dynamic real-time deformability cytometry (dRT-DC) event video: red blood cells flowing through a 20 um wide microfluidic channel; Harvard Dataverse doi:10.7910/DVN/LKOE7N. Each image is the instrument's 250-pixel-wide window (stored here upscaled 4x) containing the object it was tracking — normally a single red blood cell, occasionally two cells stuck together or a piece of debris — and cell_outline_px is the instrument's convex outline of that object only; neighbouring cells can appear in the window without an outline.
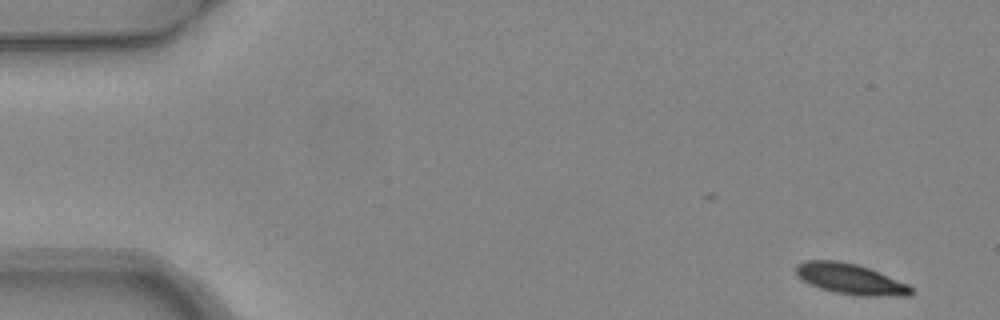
{"species": "common noctule bat (a hibernating species)", "species_latin": "Nyctalus noctula", "temperature_condition": "warm", "stored_images_in_passage": 7, "camera_frame_rate_fps": 3000, "um_per_image_px": 0.085, "animal": {"sex": "female", "body_mass_g": 24.6, "forearm_length_mm": 56.2}, "frame": {"image": 1, "passage_image": 1, "time_ms": 0.0, "image_size_px": [1000, 320], "cell_outline_px": [[912, 292], [908, 296], [860, 296], [832, 292], [808, 284], [796, 276], [796, 264], [804, 260], [836, 260], [856, 264], [868, 268], [908, 284], [912, 288]], "centroid_in_image_um": [72.23, 23.72], "position_along_channel_um": 12.8, "area_um2": 20.63}}
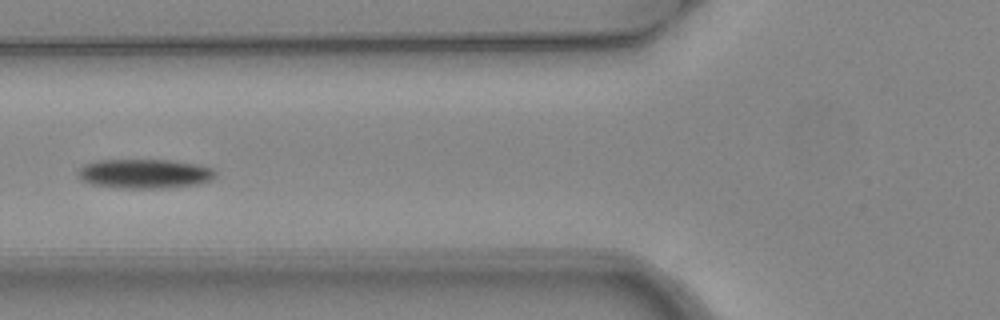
{"frame": {"image": 2, "passage_image": 6, "time_ms": 1.667, "image_size_px": [1000, 320], "cell_outline_px": [[216, 176], [212, 180], [200, 184], [164, 188], [120, 188], [92, 184], [76, 176], [76, 172], [84, 164], [96, 160], [168, 160], [200, 164], [212, 168], [216, 172]], "centroid_in_image_um": [12.31, 14.76], "position_along_channel_um": 113.5, "area_um2": 23.76}}
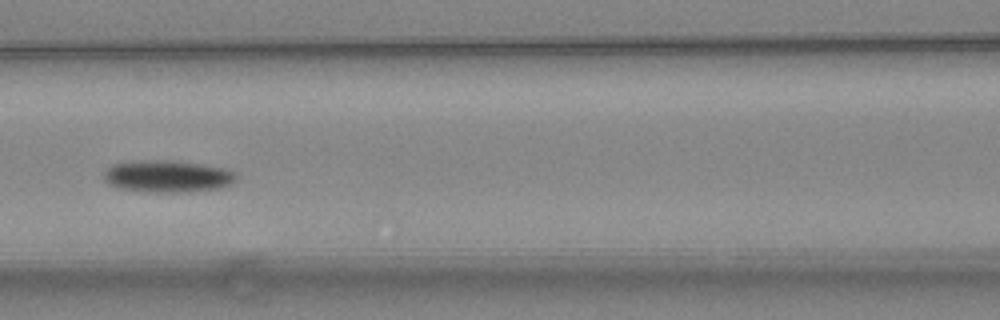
{"frame": {"image": 3, "passage_image": 7, "time_ms": 2.0, "image_size_px": [1000, 320], "cell_outline_px": [[236, 180], [232, 184], [220, 188], [188, 192], [152, 192], [120, 188], [108, 184], [104, 180], [104, 172], [112, 164], [132, 160], [176, 160], [224, 168], [236, 172]], "centroid_in_image_um": [14.24, 14.97], "position_along_channel_um": 152.4, "area_um2": 24.97}}